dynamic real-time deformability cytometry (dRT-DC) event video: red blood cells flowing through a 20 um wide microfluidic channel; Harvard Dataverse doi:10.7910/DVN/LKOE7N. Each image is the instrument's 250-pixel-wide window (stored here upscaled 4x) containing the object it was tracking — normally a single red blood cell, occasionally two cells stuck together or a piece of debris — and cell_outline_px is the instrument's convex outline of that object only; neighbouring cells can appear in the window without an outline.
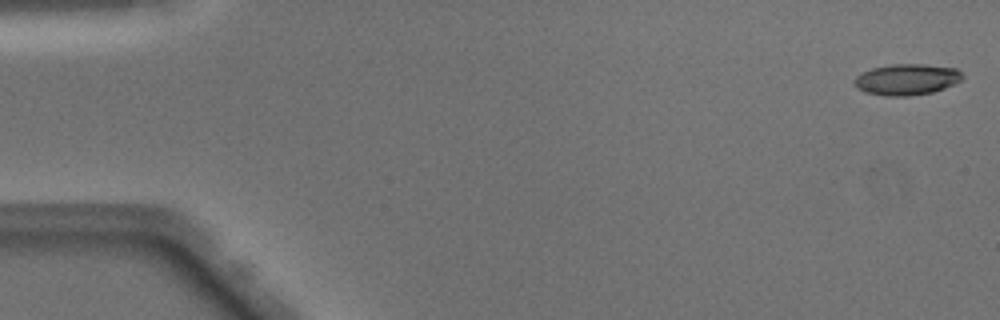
{"species": "Egyptian fruit bat (a non-hibernating species)", "species_latin": "Rousettus aegyptiacus", "temperature_condition": "warm", "stored_images_in_passage": 49, "camera_frame_rate_fps": 3000, "um_per_image_px": 0.085, "animal": {"sex": "male"}, "frame": {"image": 1, "passage_image": 1, "time_ms": 0.0, "image_size_px": [1000, 320], "cell_outline_px": [[964, 76], [960, 80], [944, 88], [932, 92], [908, 96], [884, 96], [864, 92], [856, 88], [852, 80], [860, 72], [872, 68], [892, 64], [924, 64], [956, 68]], "centroid_in_image_um": [77.01, 6.75], "position_along_channel_um": 8.0, "area_um2": 19.71}}
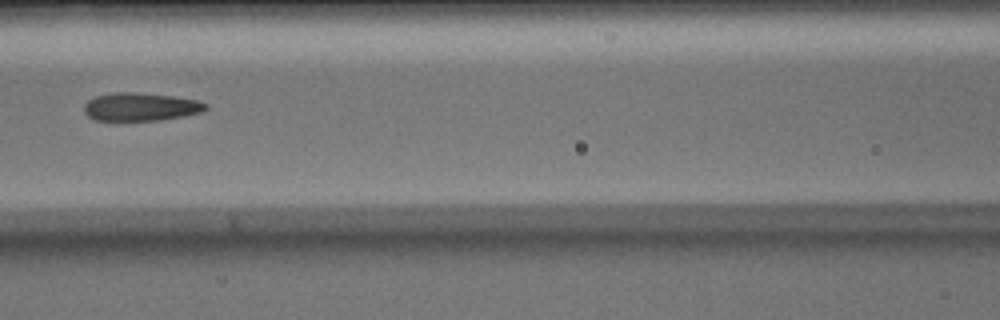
{"frame": {"image": 2, "passage_image": 22, "time_ms": 7.0, "image_size_px": [1000, 320], "cell_outline_px": [[208, 108], [204, 112], [184, 116], [160, 120], [96, 120], [88, 116], [84, 112], [84, 104], [88, 100], [96, 96], [112, 92], [132, 92], [172, 96], [196, 100], [208, 104]], "centroid_in_image_um": [11.97, 9.08], "position_along_channel_um": 154.6, "area_um2": 19.94}}
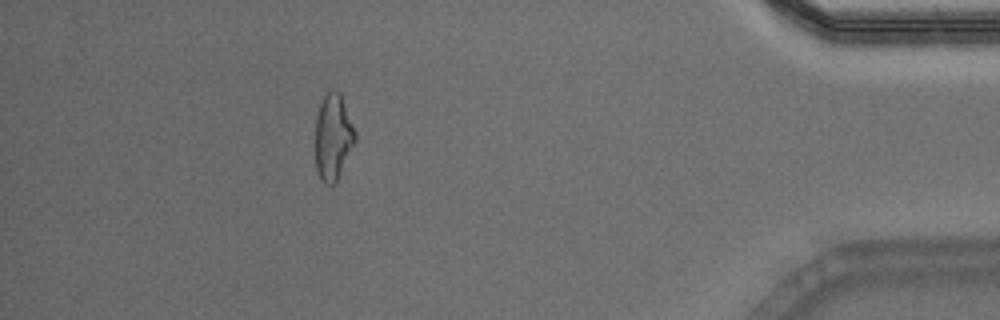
{"frame": {"image": 3, "passage_image": 44, "time_ms": 14.333, "image_size_px": [1000, 320], "cell_outline_px": [[356, 140], [336, 184], [324, 184], [320, 180], [316, 172], [316, 112], [328, 88], [336, 88], [340, 92], [356, 132]], "centroid_in_image_um": [28.31, 11.63], "position_along_channel_um": 406.9, "area_um2": 20.4}, "authors_computed_cell_mechanics": {"area_um2": 20.2878, "velocity_mm_per_s": 4.1139, "shape_relaxation_time_tau1_ms": 7.2049, "shape_relaxation_time_tau2_ms": 2.0137, "deformation_change_tau1": 0.2182, "deformation_change_tau2": 0.1189}}